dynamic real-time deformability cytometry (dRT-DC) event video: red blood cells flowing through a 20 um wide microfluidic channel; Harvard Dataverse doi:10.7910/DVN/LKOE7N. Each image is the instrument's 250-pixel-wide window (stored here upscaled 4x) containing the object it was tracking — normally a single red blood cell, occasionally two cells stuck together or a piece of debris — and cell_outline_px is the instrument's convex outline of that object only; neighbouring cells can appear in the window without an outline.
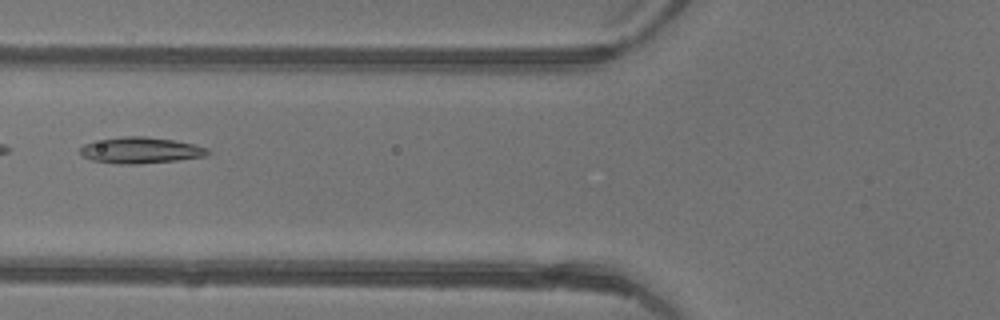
{"species": "common noctule bat (a hibernating species)", "species_latin": "Nyctalus noctula", "temperature_condition": "warm", "stored_images_in_passage": 5, "camera_frame_rate_fps": 3000, "um_per_image_px": 0.085, "animal": {"sex": "female"}, "frame": {"image": 1, "passage_image": 5, "time_ms": 1.333, "image_size_px": [1000, 320], "cell_outline_px": [[212, 152], [204, 156], [176, 160], [136, 164], [120, 164], [92, 160], [84, 156], [80, 152], [80, 148], [84, 144], [124, 136], [144, 136], [172, 140], [192, 144], [208, 148]], "centroid_in_image_um": [11.98, 12.78], "position_along_channel_um": 113.8, "area_um2": 19.02}}